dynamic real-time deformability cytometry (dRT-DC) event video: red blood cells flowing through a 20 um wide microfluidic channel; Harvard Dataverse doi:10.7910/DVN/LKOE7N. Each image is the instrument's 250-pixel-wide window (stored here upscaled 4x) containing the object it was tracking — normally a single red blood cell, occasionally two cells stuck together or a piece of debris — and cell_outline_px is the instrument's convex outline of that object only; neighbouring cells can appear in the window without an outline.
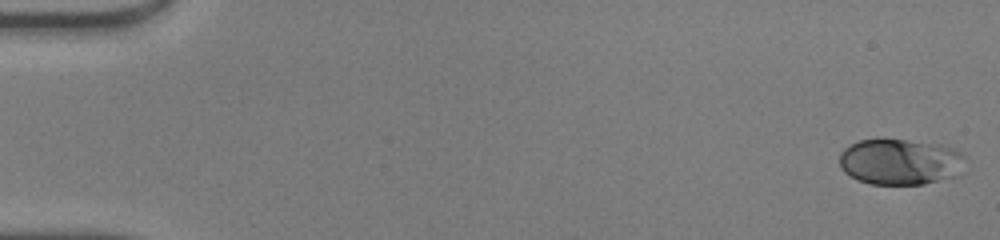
{"species": "human", "species_latin": "Homo sapiens", "temperature_condition": "warm", "stored_images_in_passage": 14, "camera_frame_rate_fps": 3000, "um_per_image_px": 0.085, "donor": {"sex": "male"}, "frame": {"image": 1, "passage_image": 1, "time_ms": 0.0, "image_size_px": [1000, 240], "cell_outline_px": [[964, 172], [956, 176], [924, 184], [868, 184], [856, 180], [844, 172], [840, 168], [840, 152], [844, 148], [860, 140], [884, 136], [952, 148], [960, 152], [964, 156]], "centroid_in_image_um": [76.48, 13.74], "position_along_channel_um": 8.5, "area_um2": 34.28}}